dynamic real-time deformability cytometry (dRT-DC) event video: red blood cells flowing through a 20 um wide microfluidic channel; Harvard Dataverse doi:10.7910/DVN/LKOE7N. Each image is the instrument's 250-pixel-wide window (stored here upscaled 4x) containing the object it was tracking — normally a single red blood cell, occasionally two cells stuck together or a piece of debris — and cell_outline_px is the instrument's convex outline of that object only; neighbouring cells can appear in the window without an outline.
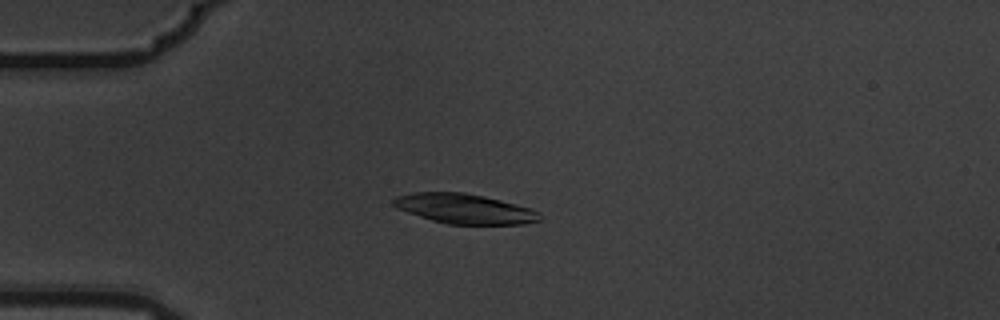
{"species": "common noctule bat (a hibernating species)", "species_latin": "Nyctalus noctula", "temperature_condition": "warm", "stored_images_in_passage": 7, "camera_frame_rate_fps": 3000, "um_per_image_px": 0.085, "animal": {"sex": "male", "body_mass_g": 19.5, "forearm_length_mm": 54.6}, "frame": {"image": 1, "passage_image": 4, "time_ms": 1.0, "image_size_px": [1000, 320], "cell_outline_px": [[540, 220], [524, 224], [448, 224], [432, 220], [396, 208], [392, 204], [392, 200], [396, 196], [412, 192], [464, 192], [484, 196], [500, 200], [528, 208], [540, 212]], "centroid_in_image_um": [39.45, 17.73], "position_along_channel_um": 45.6, "area_um2": 25.26}}
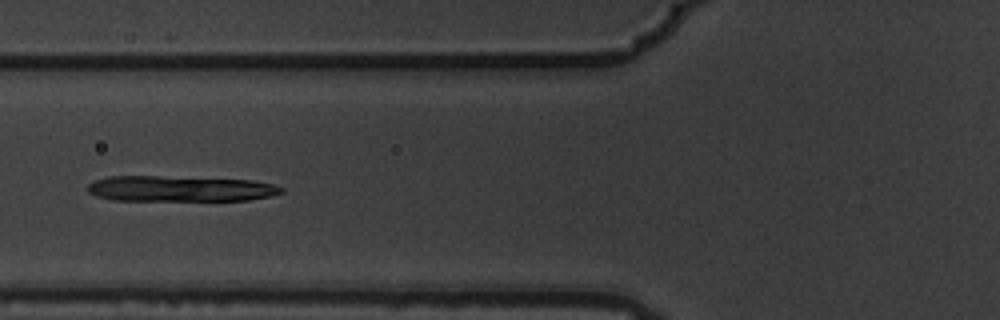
{"frame": {"image": 2, "passage_image": 6, "time_ms": 1.667, "image_size_px": [1000, 320], "cell_outline_px": [[284, 192], [272, 196], [248, 200], [112, 200], [96, 196], [88, 192], [88, 184], [92, 180], [108, 176], [160, 176], [252, 180], [272, 184], [284, 188]], "centroid_in_image_um": [15.28, 16.03], "position_along_channel_um": 110.5, "area_um2": 29.07}}
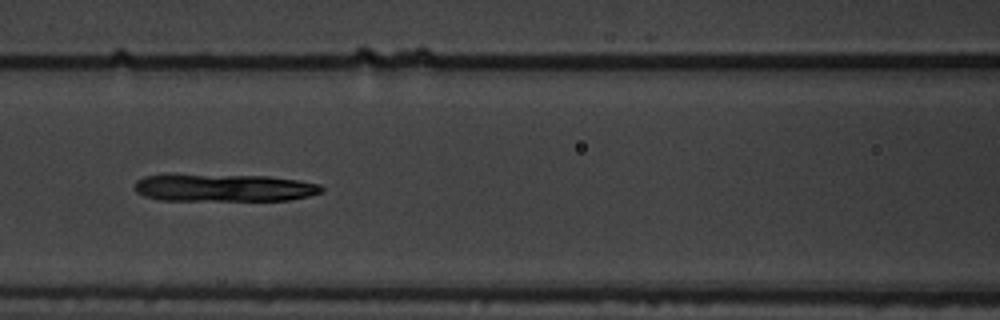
{"frame": {"image": 3, "passage_image": 7, "time_ms": 2.0, "image_size_px": [1000, 320], "cell_outline_px": [[324, 192], [292, 200], [160, 200], [144, 196], [136, 192], [136, 180], [144, 176], [268, 176], [300, 180], [320, 184], [324, 188]], "centroid_in_image_um": [19.14, 15.98], "position_along_channel_um": 147.5, "area_um2": 29.36}}